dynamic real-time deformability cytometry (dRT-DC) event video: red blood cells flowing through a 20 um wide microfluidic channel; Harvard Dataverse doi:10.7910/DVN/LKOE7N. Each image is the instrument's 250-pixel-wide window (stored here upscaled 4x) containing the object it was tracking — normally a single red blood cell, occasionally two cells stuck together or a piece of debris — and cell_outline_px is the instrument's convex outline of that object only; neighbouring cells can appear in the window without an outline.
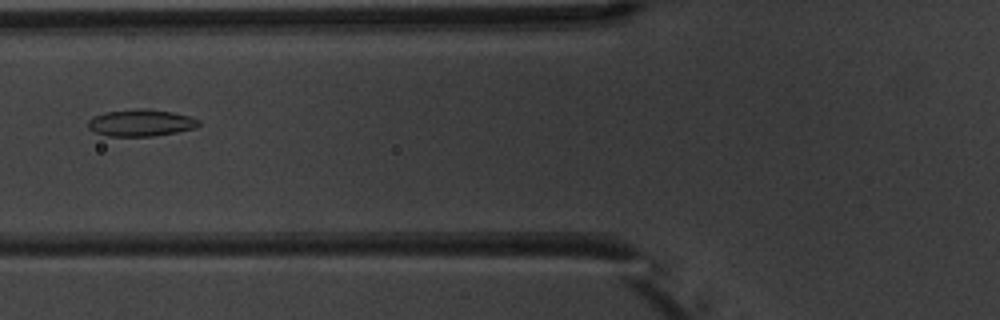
{"species": "common noctule bat (a hibernating species)", "species_latin": "Nyctalus noctula", "temperature_condition": "warm", "stored_images_in_passage": 5, "camera_frame_rate_fps": 3000, "um_per_image_px": 0.085, "animal": {"sex": "male", "body_mass_g": 20.1, "forearm_length_mm": 53.5}, "frame": {"image": 1, "passage_image": 4, "time_ms": 3.667, "image_size_px": [1000, 320], "cell_outline_px": [[200, 124], [196, 128], [176, 132], [152, 136], [108, 136], [96, 132], [88, 128], [88, 120], [92, 116], [104, 112], [136, 108], [140, 108], [172, 112], [188, 116], [200, 120]], "centroid_in_image_um": [11.95, 10.43], "position_along_channel_um": 113.9, "area_um2": 17.34}}
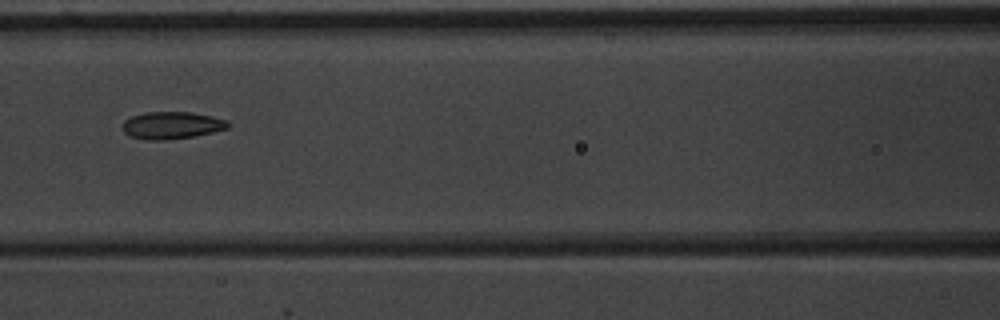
{"frame": {"image": 2, "passage_image": 5, "time_ms": 4.667, "image_size_px": [1000, 320], "cell_outline_px": [[232, 124], [228, 128], [212, 132], [192, 136], [164, 140], [148, 140], [128, 136], [124, 132], [124, 120], [132, 116], [148, 112], [192, 112], [212, 116], [228, 120]], "centroid_in_image_um": [14.63, 10.65], "position_along_channel_um": 152.0, "area_um2": 16.7}}